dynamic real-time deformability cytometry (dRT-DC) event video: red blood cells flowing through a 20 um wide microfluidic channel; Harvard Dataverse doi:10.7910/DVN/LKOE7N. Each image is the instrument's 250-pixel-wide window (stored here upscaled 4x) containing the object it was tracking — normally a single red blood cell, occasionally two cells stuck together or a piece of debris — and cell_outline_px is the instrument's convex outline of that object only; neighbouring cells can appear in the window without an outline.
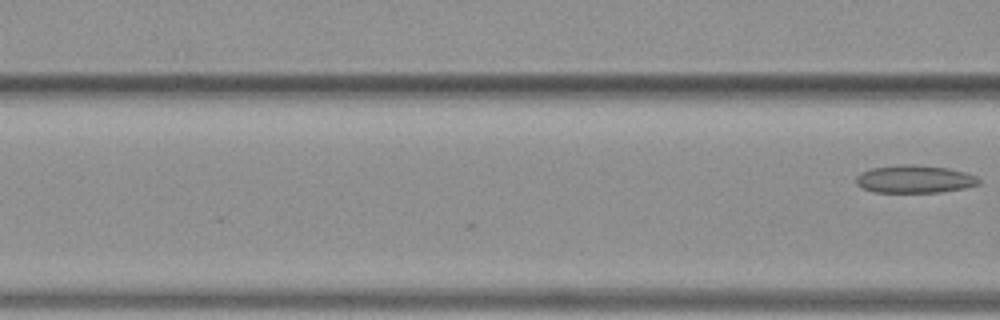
{"species": "common noctule bat (a hibernating species)", "species_latin": "Nyctalus noctula", "temperature_condition": "warm", "stored_images_in_passage": 3, "camera_frame_rate_fps": 3000, "um_per_image_px": 0.085, "animal": {"sex": "female", "body_mass_g": 19.3, "forearm_length_mm": 54.1}, "frame": {"image": 1, "passage_image": 3, "time_ms": 0.667, "image_size_px": [1000, 320], "cell_outline_px": [[980, 184], [964, 188], [940, 192], [872, 192], [860, 188], [856, 184], [856, 176], [860, 172], [872, 168], [904, 164], [912, 164], [948, 168], [964, 172], [976, 176], [980, 180]], "centroid_in_image_um": [77.7, 15.23], "position_along_channel_um": 88.9, "area_um2": 19.94}}